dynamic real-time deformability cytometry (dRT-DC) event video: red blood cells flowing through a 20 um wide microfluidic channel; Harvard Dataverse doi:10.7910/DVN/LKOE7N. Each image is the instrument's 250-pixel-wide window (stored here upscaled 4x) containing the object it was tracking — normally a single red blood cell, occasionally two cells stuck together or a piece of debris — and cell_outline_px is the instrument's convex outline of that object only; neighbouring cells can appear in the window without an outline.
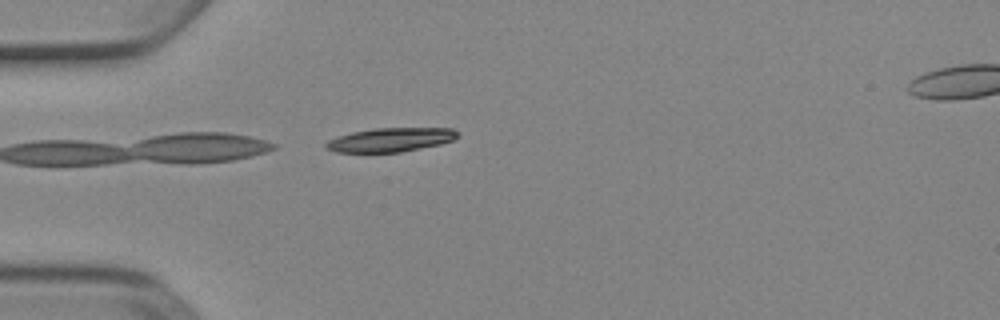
{"species": "Egyptian fruit bat (a non-hibernating species)", "species_latin": "Rousettus aegyptiacus", "temperature_condition": "cold", "stored_images_in_passage": 14, "camera_frame_rate_fps": 3000, "um_per_image_px": 0.085, "animal": {"sex": "female"}, "frame": {"image": 1, "passage_image": 14, "time_ms": 4.333, "image_size_px": [1000, 320], "cell_outline_px": [[460, 136], [452, 140], [440, 144], [400, 152], [336, 152], [328, 148], [324, 144], [328, 140], [352, 132], [372, 128], [452, 128], [460, 132]], "centroid_in_image_um": [33.24, 11.87], "position_along_channel_um": 51.8, "area_um2": 18.26}}